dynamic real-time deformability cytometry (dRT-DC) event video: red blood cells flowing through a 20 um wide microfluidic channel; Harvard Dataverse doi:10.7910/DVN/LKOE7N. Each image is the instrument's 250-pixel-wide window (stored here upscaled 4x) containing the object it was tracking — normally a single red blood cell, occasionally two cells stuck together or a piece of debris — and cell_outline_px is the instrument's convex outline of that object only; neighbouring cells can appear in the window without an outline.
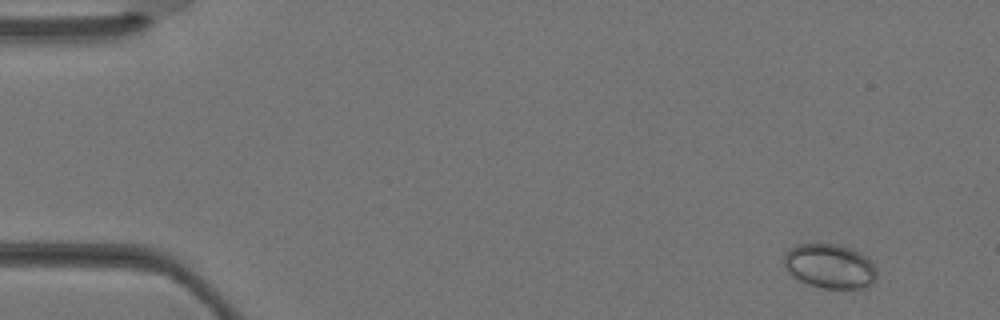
{"species": "Egyptian fruit bat (a non-hibernating species)", "species_latin": "Rousettus aegyptiacus", "temperature_condition": "warm", "stored_images_in_passage": 4, "camera_frame_rate_fps": 3000, "um_per_image_px": 0.085, "animal": {"sex": "female"}, "frame": {"image": 1, "passage_image": 1, "time_ms": 0.0, "image_size_px": [1000, 320], "cell_outline_px": [[876, 280], [872, 284], [860, 288], [824, 288], [808, 284], [792, 276], [788, 272], [784, 264], [784, 252], [796, 244], [836, 244], [852, 248], [872, 260], [876, 268]], "centroid_in_image_um": [70.54, 22.61], "position_along_channel_um": 14.5, "area_um2": 24.16}}